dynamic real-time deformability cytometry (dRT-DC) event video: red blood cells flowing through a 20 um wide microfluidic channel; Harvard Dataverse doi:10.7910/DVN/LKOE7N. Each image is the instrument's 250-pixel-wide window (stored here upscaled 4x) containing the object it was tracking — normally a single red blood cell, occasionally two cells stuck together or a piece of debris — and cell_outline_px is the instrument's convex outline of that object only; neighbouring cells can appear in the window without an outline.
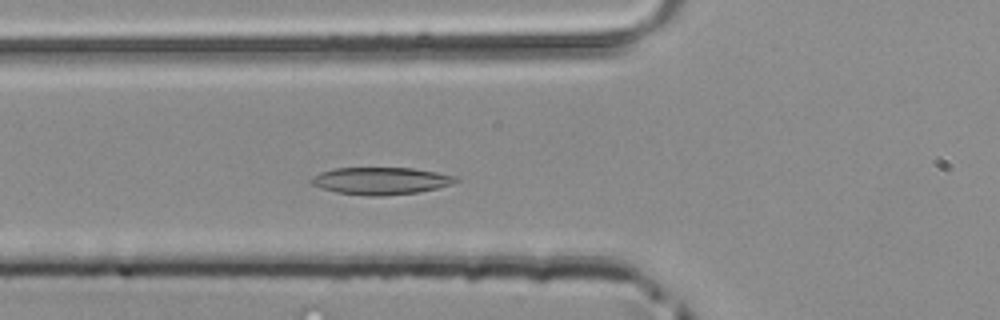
{"species": "common noctule bat (a hibernating species)", "species_latin": "Nyctalus noctula", "temperature_condition": "room temperature", "stored_images_in_passage": 45, "camera_frame_rate_fps": 3000, "um_per_image_px": 0.085, "animal": {"sex": "male", "body_mass_g": 20.4}, "frame": {"image": 1, "passage_image": 13, "time_ms": 4.0, "image_size_px": [1000, 320], "cell_outline_px": [[460, 180], [452, 184], [420, 192], [384, 196], [364, 196], [336, 192], [320, 188], [308, 184], [308, 180], [312, 176], [320, 172], [336, 168], [412, 168], [460, 176]], "centroid_in_image_um": [32.35, 15.38], "position_along_channel_um": 93.5, "area_um2": 23.35}}
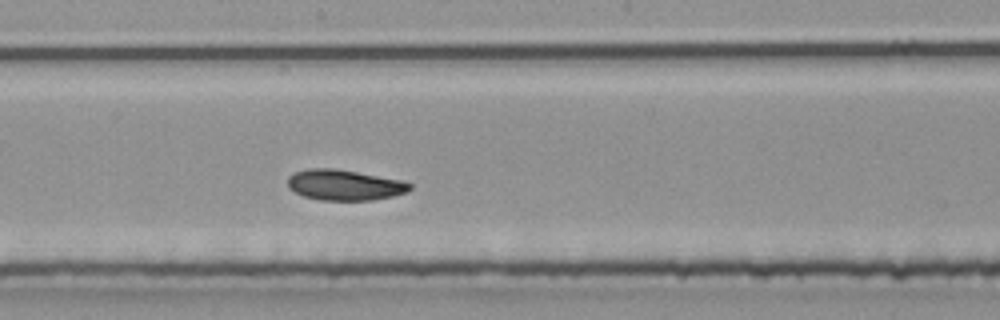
{"frame": {"image": 2, "passage_image": 22, "time_ms": 7.0, "image_size_px": [1000, 320], "cell_outline_px": [[412, 188], [404, 192], [392, 196], [372, 200], [320, 200], [304, 196], [288, 188], [288, 176], [292, 172], [308, 168], [332, 168], [356, 172], [400, 180], [412, 184]], "centroid_in_image_um": [29.22, 15.72], "position_along_channel_um": 219.0, "area_um2": 21.62}}
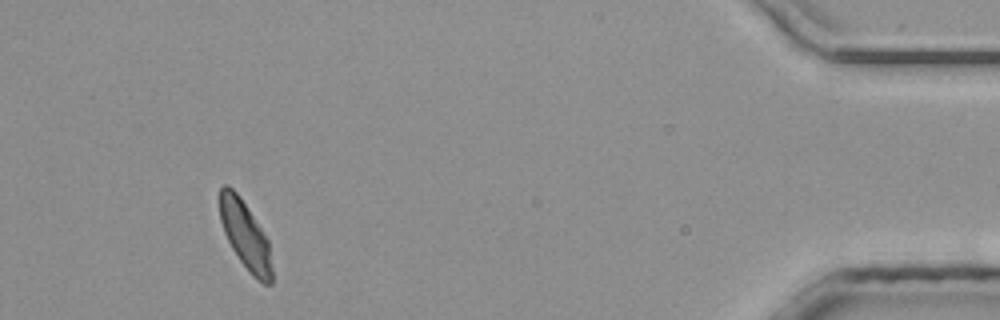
{"frame": {"image": 3, "passage_image": 41, "time_ms": 13.333, "image_size_px": [1000, 320], "cell_outline_px": [[272, 284], [264, 284], [256, 280], [252, 276], [240, 260], [232, 248], [224, 232], [220, 220], [220, 188], [224, 184], [228, 184], [236, 192], [268, 240], [272, 268]], "centroid_in_image_um": [20.85, 20.04], "position_along_channel_um": 414.4, "area_um2": 20.23}}